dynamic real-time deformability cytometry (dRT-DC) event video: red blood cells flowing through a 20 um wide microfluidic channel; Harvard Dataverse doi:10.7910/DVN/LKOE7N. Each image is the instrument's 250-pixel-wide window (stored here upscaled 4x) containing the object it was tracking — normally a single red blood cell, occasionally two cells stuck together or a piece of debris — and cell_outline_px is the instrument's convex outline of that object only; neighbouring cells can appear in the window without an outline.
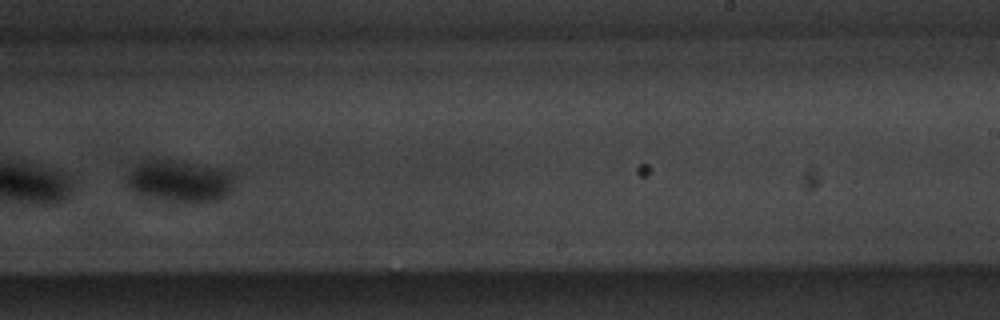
{"species": "common noctule bat (a hibernating species)", "species_latin": "Nyctalus noctula", "temperature_condition": "warm", "stored_images_in_passage": 11, "camera_frame_rate_fps": 3000, "um_per_image_px": 0.085, "animal": {"sex": "male", "body_mass_g": 20.1, "forearm_length_mm": 53.5}, "frame": {"image": 1, "passage_image": 10, "time_ms": 10.667, "image_size_px": [1000, 320], "cell_outline_px": [[232, 188], [220, 200], [160, 200], [144, 196], [132, 192], [128, 188], [128, 176], [144, 160], [172, 160], [224, 168], [228, 172], [232, 180]], "centroid_in_image_um": [15.25, 15.38], "position_along_channel_um": 273.7, "area_um2": 25.32}}